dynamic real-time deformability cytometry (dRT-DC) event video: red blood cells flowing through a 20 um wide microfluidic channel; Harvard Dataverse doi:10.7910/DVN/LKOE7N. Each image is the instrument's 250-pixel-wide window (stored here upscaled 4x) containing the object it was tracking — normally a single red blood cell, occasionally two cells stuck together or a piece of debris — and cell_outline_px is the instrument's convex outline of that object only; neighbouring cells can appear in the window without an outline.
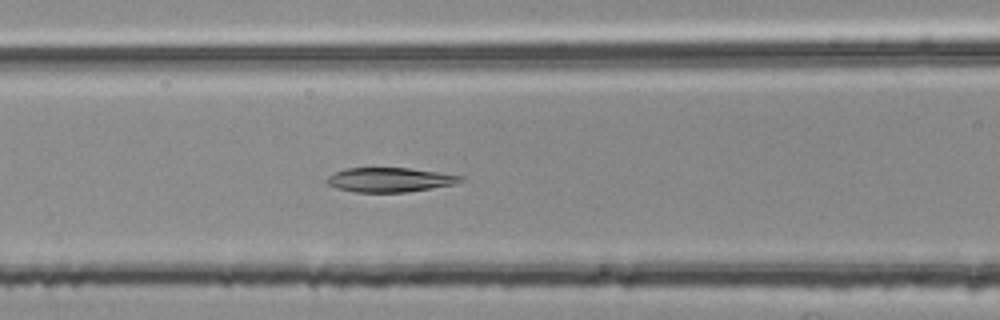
{"species": "common noctule bat (a hibernating species)", "species_latin": "Nyctalus noctula", "temperature_condition": "room temperature", "stored_images_in_passage": 53, "camera_frame_rate_fps": 3000, "um_per_image_px": 0.085, "animal": {"sex": "female", "body_mass_g": 25.1}, "frame": {"image": 1, "passage_image": 22, "time_ms": 7.0, "image_size_px": [1000, 320], "cell_outline_px": [[464, 180], [456, 184], [408, 192], [356, 192], [336, 188], [328, 184], [324, 180], [328, 176], [336, 172], [348, 168], [408, 168], [464, 176]], "centroid_in_image_um": [33.14, 15.29], "position_along_channel_um": 133.5, "area_um2": 18.96}}
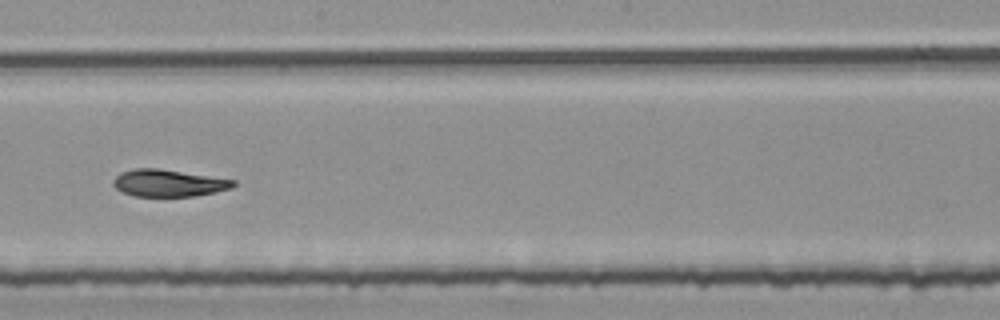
{"frame": {"image": 2, "passage_image": 30, "time_ms": 9.667, "image_size_px": [1000, 320], "cell_outline_px": [[236, 184], [232, 188], [196, 196], [132, 196], [116, 188], [112, 184], [112, 180], [120, 172], [136, 168], [156, 168], [236, 180]], "centroid_in_image_um": [14.3, 15.56], "position_along_channel_um": 233.9, "area_um2": 18.84}}
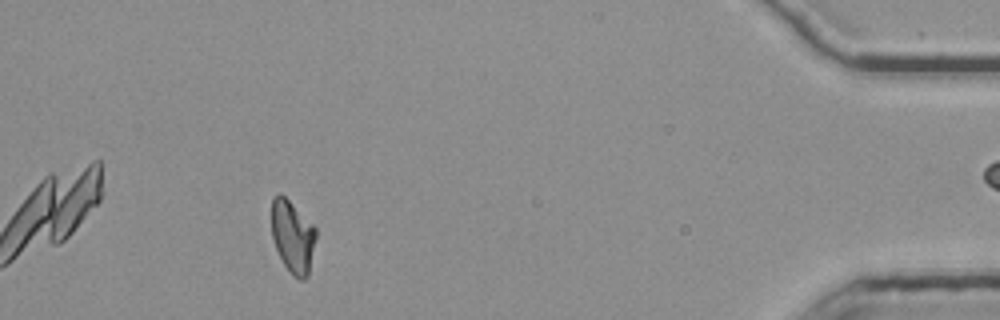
{"frame": {"image": 3, "passage_image": 49, "time_ms": 16.0, "image_size_px": [1000, 320], "cell_outline_px": [[316, 236], [308, 276], [304, 280], [300, 280], [292, 276], [284, 264], [276, 248], [272, 236], [272, 196], [280, 192], [316, 228]], "centroid_in_image_um": [24.87, 20.12], "position_along_channel_um": 410.3, "area_um2": 18.55}}